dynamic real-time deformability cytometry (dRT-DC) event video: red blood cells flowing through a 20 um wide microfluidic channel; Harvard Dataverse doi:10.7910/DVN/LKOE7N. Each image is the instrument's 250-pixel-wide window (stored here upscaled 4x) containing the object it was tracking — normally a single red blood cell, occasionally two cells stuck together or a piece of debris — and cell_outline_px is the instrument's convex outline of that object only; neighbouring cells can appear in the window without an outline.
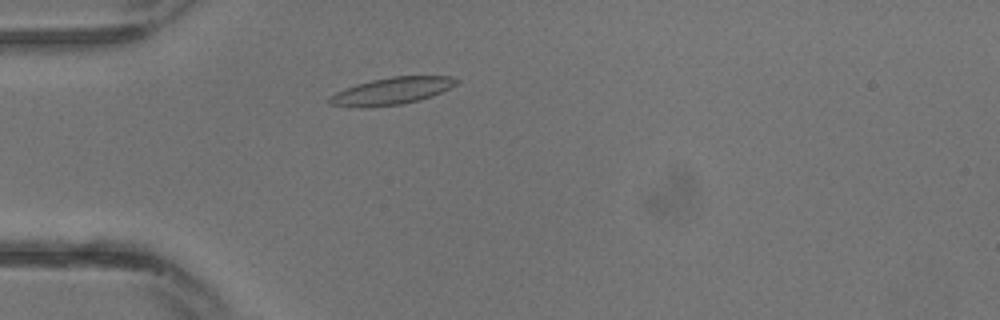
{"species": "common noctule bat (a hibernating species)", "species_latin": "Nyctalus noctula", "temperature_condition": "warm", "stored_images_in_passage": 27, "camera_frame_rate_fps": 3000, "um_per_image_px": 0.085, "animal": {"sex": "male", "body_mass_g": 13.3}, "frame": {"image": 1, "passage_image": 5, "time_ms": 1.333, "image_size_px": [1000, 320], "cell_outline_px": [[460, 80], [456, 84], [432, 96], [420, 100], [404, 104], [328, 104], [328, 96], [344, 88], [356, 84], [372, 80], [392, 76], [452, 76]], "centroid_in_image_um": [33.39, 7.67], "position_along_channel_um": 51.6, "area_um2": 19.07}}
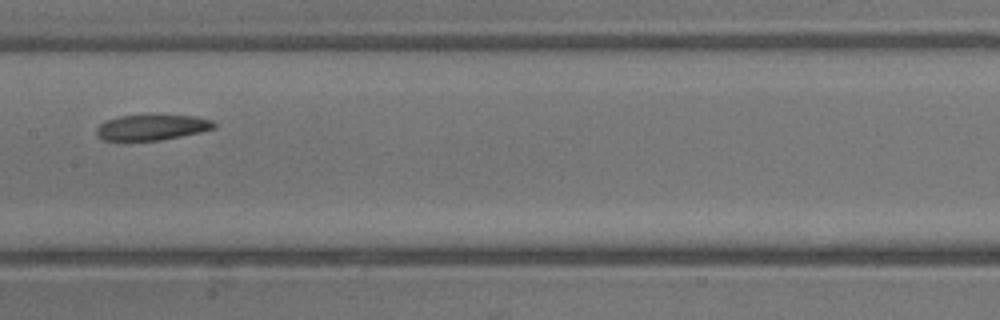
{"frame": {"image": 2, "passage_image": 12, "time_ms": 3.667, "image_size_px": [1000, 320], "cell_outline_px": [[216, 128], [200, 132], [160, 140], [104, 140], [96, 136], [96, 128], [100, 124], [108, 120], [120, 116], [196, 116], [212, 120], [216, 124]], "centroid_in_image_um": [12.92, 10.83], "position_along_channel_um": 194.5, "area_um2": 17.17}}
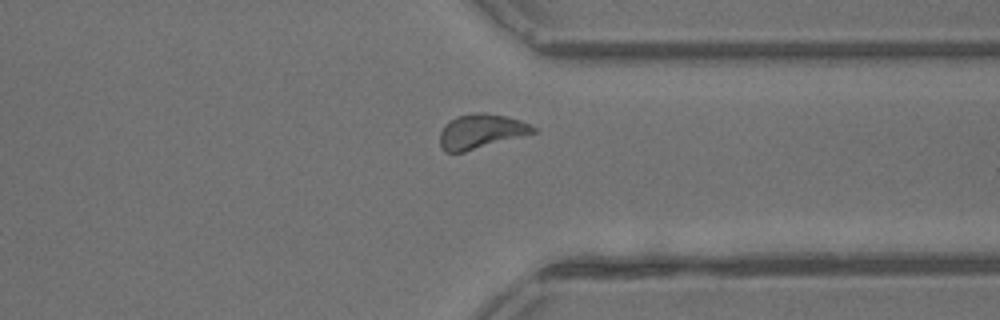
{"frame": {"image": 3, "passage_image": 20, "time_ms": 6.333, "image_size_px": [1000, 320], "cell_outline_px": [[536, 132], [464, 152], [444, 152], [440, 148], [440, 132], [444, 124], [456, 116], [472, 112], [484, 112], [508, 116], [520, 120], [536, 128]], "centroid_in_image_um": [40.84, 11.15], "position_along_channel_um": 370.6, "area_um2": 18.84}}